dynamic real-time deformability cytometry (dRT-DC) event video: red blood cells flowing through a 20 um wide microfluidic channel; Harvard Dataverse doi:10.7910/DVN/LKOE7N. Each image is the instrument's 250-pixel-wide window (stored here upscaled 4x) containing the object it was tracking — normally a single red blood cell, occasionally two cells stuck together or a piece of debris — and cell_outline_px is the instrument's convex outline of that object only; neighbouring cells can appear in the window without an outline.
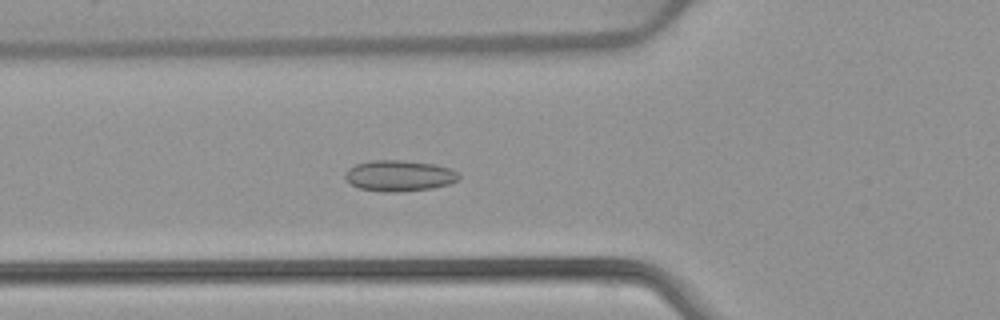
{"species": "common noctule bat (a hibernating species)", "species_latin": "Nyctalus noctula", "temperature_condition": "warm", "stored_images_in_passage": 52, "camera_frame_rate_fps": 3000, "um_per_image_px": 0.085, "animal": {"sex": "female", "body_mass_g": 22.7, "forearm_length_mm": 54.2}, "frame": {"image": 1, "passage_image": 19, "time_ms": 6.0, "image_size_px": [1000, 320], "cell_outline_px": [[460, 176], [456, 180], [448, 184], [432, 188], [396, 192], [380, 192], [360, 188], [352, 184], [344, 176], [344, 172], [348, 168], [356, 164], [372, 160], [404, 160], [436, 164], [452, 168]], "centroid_in_image_um": [33.93, 14.92], "position_along_channel_um": 91.9, "area_um2": 20.58}}
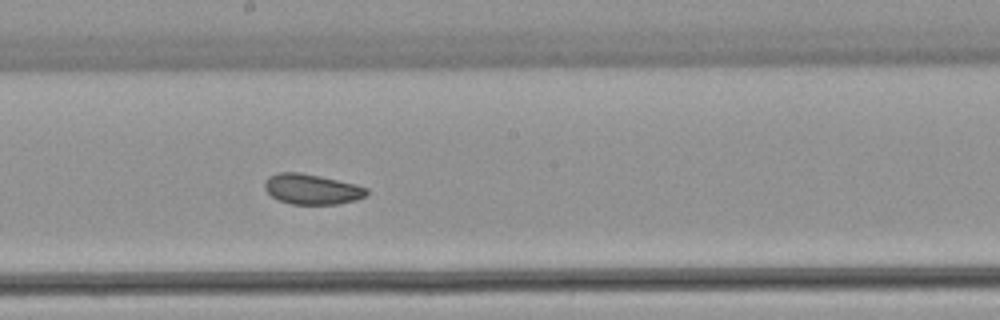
{"frame": {"image": 2, "passage_image": 29, "time_ms": 9.333, "image_size_px": [1000, 320], "cell_outline_px": [[368, 192], [364, 196], [356, 200], [336, 204], [292, 204], [280, 200], [272, 196], [264, 188], [264, 184], [268, 176], [276, 172], [300, 172], [320, 176], [356, 184], [368, 188]], "centroid_in_image_um": [26.5, 16.07], "position_along_channel_um": 221.7, "area_um2": 17.98}}
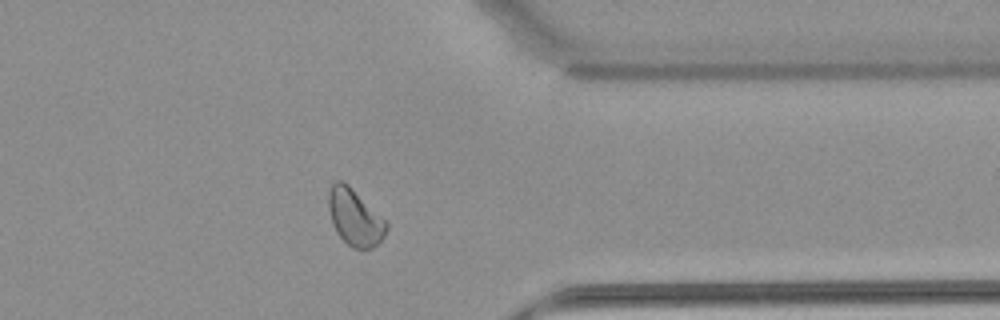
{"frame": {"image": 3, "passage_image": 42, "time_ms": 13.667, "image_size_px": [1000, 320], "cell_outline_px": [[388, 228], [384, 236], [372, 248], [352, 248], [340, 236], [332, 224], [328, 208], [328, 192], [332, 184], [336, 180], [344, 180], [388, 224]], "centroid_in_image_um": [30.13, 18.46], "position_along_channel_um": 381.3, "area_um2": 18.73}, "authors_computed_cell_mechanics": {"area_um2": 19.5364, "velocity_mm_per_s": 3.8889, "shape_relaxation_time_tau1_ms": null, "shape_relaxation_time_tau2_ms": 2.1592, "deformation_change_tau1": null, "deformation_change_tau2": 0.0641}}